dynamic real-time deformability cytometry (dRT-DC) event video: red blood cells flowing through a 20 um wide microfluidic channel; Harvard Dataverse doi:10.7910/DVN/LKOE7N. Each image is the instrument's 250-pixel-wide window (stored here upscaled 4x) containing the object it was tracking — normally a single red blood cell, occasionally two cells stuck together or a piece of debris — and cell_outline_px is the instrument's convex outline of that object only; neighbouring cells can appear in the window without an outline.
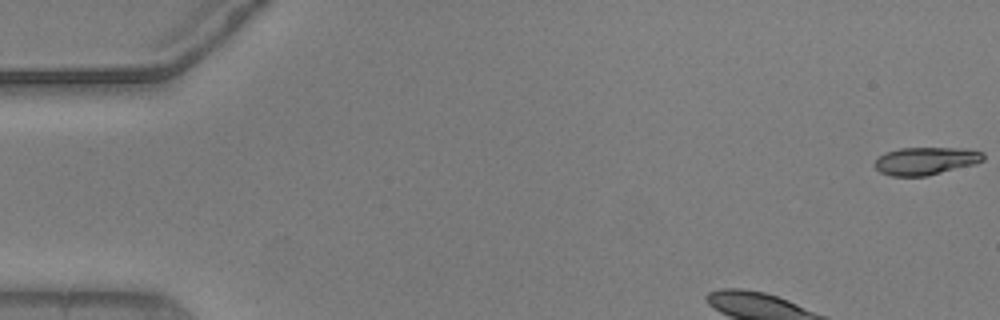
{"species": "common noctule bat (a hibernating species)", "species_latin": "Nyctalus noctula", "temperature_condition": "warm", "stored_images_in_passage": 51, "camera_frame_rate_fps": 3000, "um_per_image_px": 0.085, "animal": {"sex": "male", "body_mass_g": 20.5, "forearm_length_mm": 52.5}, "frame": {"image": 1, "passage_image": 1, "time_ms": 0.0, "image_size_px": [1000, 320], "cell_outline_px": [[984, 160], [976, 164], [928, 176], [892, 176], [880, 172], [872, 164], [884, 152], [900, 148], [964, 148], [984, 152]], "centroid_in_image_um": [78.7, 13.68], "position_along_channel_um": 6.3, "area_um2": 17.74}}
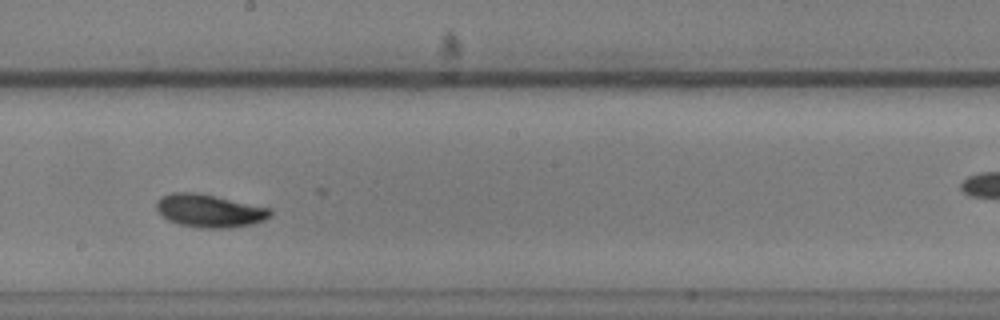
{"frame": {"image": 2, "passage_image": 26, "time_ms": 8.333, "image_size_px": [1000, 320], "cell_outline_px": [[272, 216], [264, 220], [252, 224], [232, 228], [200, 228], [180, 224], [168, 220], [160, 216], [156, 208], [156, 200], [160, 196], [172, 192], [196, 192], [272, 208]], "centroid_in_image_um": [17.79, 17.91], "position_along_channel_um": 230.4, "area_um2": 22.2}}
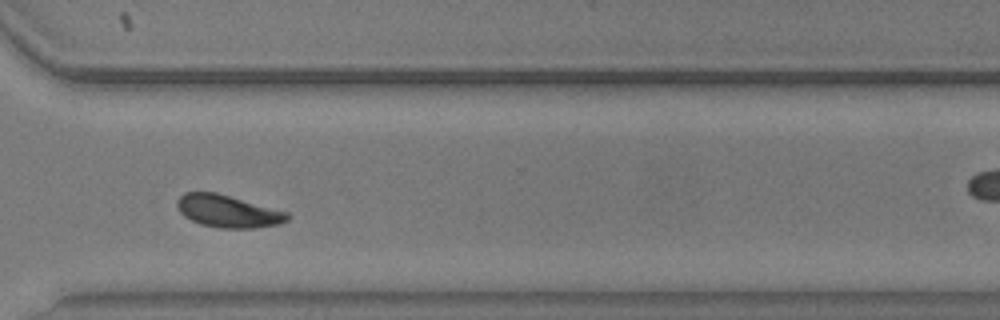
{"frame": {"image": 3, "passage_image": 36, "time_ms": 11.667, "image_size_px": [1000, 320], "cell_outline_px": [[292, 216], [288, 220], [280, 224], [256, 228], [220, 228], [200, 224], [184, 216], [180, 212], [176, 204], [176, 200], [184, 192], [216, 192], [288, 212]], "centroid_in_image_um": [19.39, 17.95], "position_along_channel_um": 351.2, "area_um2": 20.92}, "authors_computed_cell_mechanics": {"area_um2": 20.7502, "velocity_mm_per_s": 3.6339, "shape_relaxation_time_tau1_ms": 3.0632, "shape_relaxation_time_tau2_ms": 3.1506, "deformation_change_tau1": 0.139, "deformation_change_tau2": 0.0773}}